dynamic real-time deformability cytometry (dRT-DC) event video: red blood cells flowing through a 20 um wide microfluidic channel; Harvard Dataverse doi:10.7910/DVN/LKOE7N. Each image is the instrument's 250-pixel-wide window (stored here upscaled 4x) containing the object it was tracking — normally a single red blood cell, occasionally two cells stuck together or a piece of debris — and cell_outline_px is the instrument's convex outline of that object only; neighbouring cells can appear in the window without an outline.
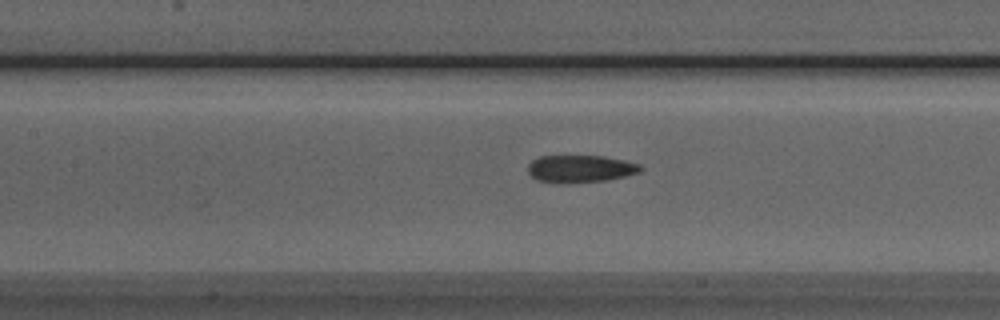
{"species": "Egyptian fruit bat (a non-hibernating species)", "species_latin": "Rousettus aegyptiacus", "temperature_condition": "room temperature", "stored_images_in_passage": 38, "camera_frame_rate_fps": 3000, "um_per_image_px": 0.085, "animal": {"sex": "male"}, "frame": {"image": 1, "passage_image": 10, "time_ms": 3.0, "image_size_px": [1000, 320], "cell_outline_px": [[644, 168], [640, 172], [608, 180], [564, 184], [556, 184], [536, 180], [528, 172], [528, 164], [532, 160], [540, 156], [604, 156], [624, 160], [640, 164]], "centroid_in_image_um": [49.31, 14.36], "position_along_channel_um": 158.1, "area_um2": 18.26}}
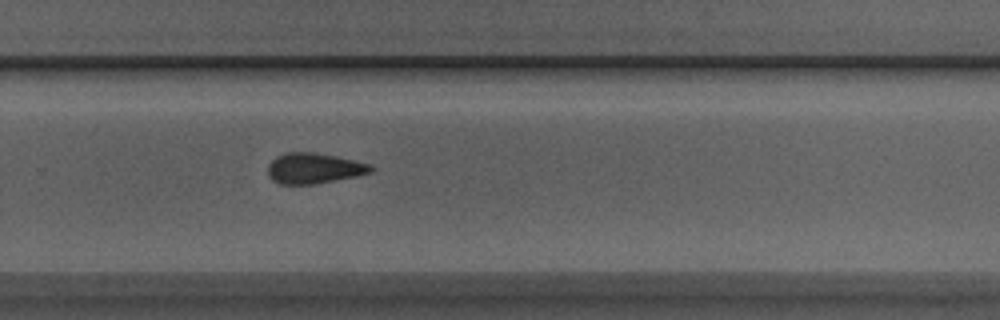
{"frame": {"image": 2, "passage_image": 21, "time_ms": 6.667, "image_size_px": [1000, 320], "cell_outline_px": [[376, 168], [372, 172], [356, 176], [312, 184], [280, 184], [272, 180], [268, 176], [268, 164], [276, 156], [284, 152], [312, 152], [336, 156], [372, 164]], "centroid_in_image_um": [26.69, 14.29], "position_along_channel_um": 303.1, "area_um2": 18.44}}
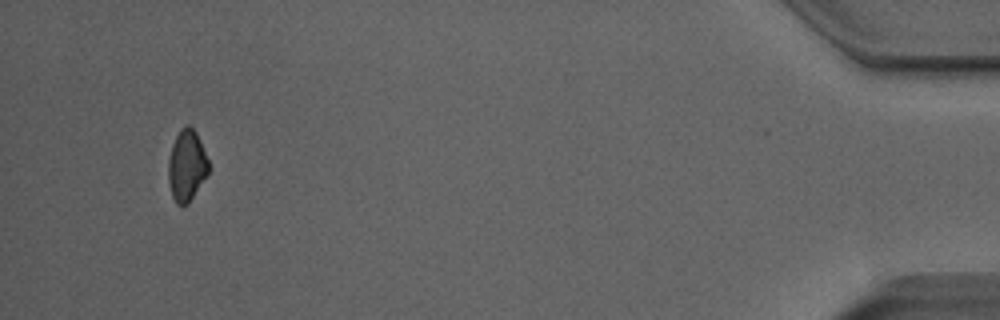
{"frame": {"image": 3, "passage_image": 36, "time_ms": 11.667, "image_size_px": [1000, 320], "cell_outline_px": [[208, 176], [188, 204], [180, 208], [176, 204], [172, 196], [168, 180], [168, 160], [172, 144], [180, 128], [184, 124], [188, 124], [196, 132], [208, 160]], "centroid_in_image_um": [15.86, 14.11], "position_along_channel_um": 419.3, "area_um2": 16.99}, "authors_computed_cell_mechanics": {"area_um2": 18.4382, "velocity_mm_per_s": 3.9741, "shape_relaxation_time_tau1_ms": 5.6663, "shape_relaxation_time_tau2_ms": 6.1105, "deformation_change_tau1": 0.0994, "deformation_change_tau2": 0.1164}}